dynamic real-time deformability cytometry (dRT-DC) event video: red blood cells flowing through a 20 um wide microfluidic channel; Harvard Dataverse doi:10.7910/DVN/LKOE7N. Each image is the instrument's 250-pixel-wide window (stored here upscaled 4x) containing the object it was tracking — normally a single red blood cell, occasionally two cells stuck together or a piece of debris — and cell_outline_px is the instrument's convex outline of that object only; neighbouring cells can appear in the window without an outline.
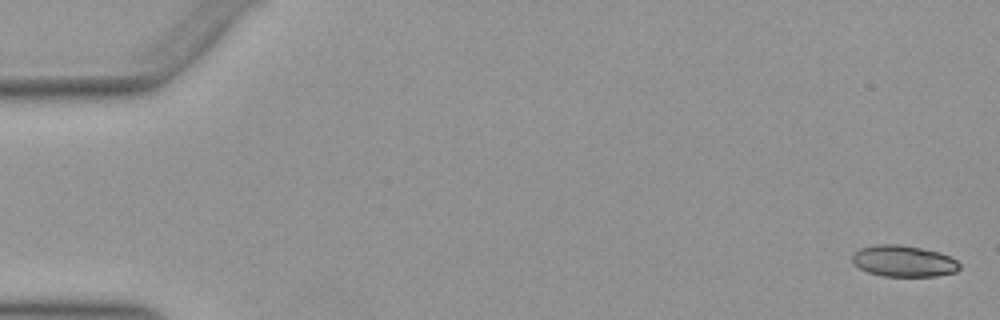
{"species": "Egyptian fruit bat (a non-hibernating species)", "species_latin": "Rousettus aegyptiacus", "temperature_condition": "warm", "stored_images_in_passage": 54, "segment_of_instrument_passage": [1, 2], "camera_frame_rate_fps": 3000, "um_per_image_px": 0.085, "animal": {"sex": "female"}, "frame": {"image": 1, "passage_image": 2, "time_ms": 0.333, "image_size_px": [1000, 320], "cell_outline_px": [[960, 268], [956, 272], [936, 276], [884, 276], [868, 272], [860, 268], [852, 260], [852, 256], [860, 248], [876, 244], [900, 244], [940, 252], [956, 260], [960, 264]], "centroid_in_image_um": [76.83, 22.19], "position_along_channel_um": 8.2, "area_um2": 19.48}}
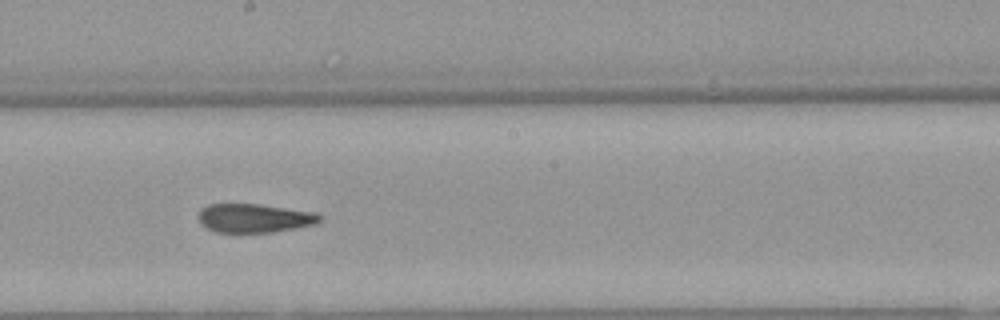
{"frame": {"image": 2, "passage_image": 30, "time_ms": 9.667, "image_size_px": [1000, 320], "cell_outline_px": [[320, 220], [312, 224], [272, 232], [216, 232], [204, 228], [200, 224], [196, 216], [200, 208], [208, 204], [260, 204], [316, 212], [320, 216]], "centroid_in_image_um": [21.5, 18.53], "position_along_channel_um": 226.7, "area_um2": 20.4}}
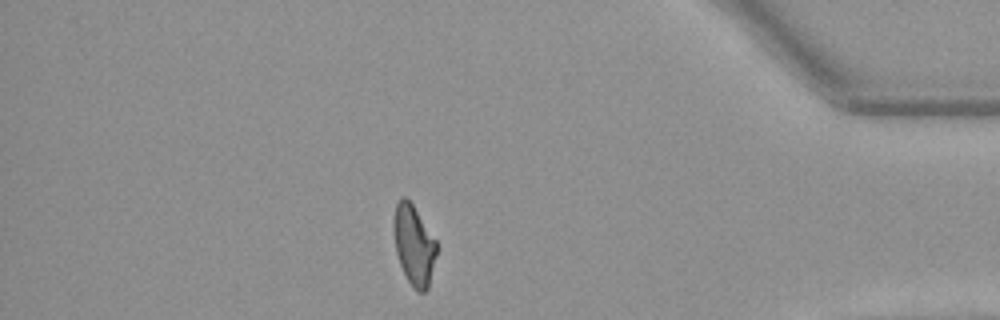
{"frame": {"image": 3, "passage_image": 46, "time_ms": 15.0, "image_size_px": [1000, 320], "cell_outline_px": [[436, 256], [428, 288], [424, 292], [416, 292], [412, 288], [400, 264], [396, 252], [392, 228], [392, 220], [396, 204], [404, 196], [412, 204], [436, 240]], "centroid_in_image_um": [35.16, 20.85], "position_along_channel_um": 400.0, "area_um2": 19.94}}